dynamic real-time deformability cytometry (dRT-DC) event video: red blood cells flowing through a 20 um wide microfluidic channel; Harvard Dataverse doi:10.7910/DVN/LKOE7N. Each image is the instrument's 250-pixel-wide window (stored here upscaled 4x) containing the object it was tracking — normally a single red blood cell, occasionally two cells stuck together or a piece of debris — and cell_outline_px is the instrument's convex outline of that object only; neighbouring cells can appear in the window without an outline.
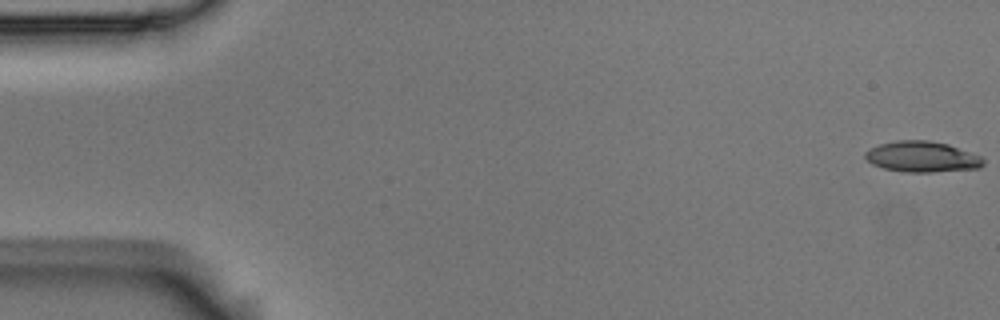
{"species": "Egyptian fruit bat (a non-hibernating species)", "species_latin": "Rousettus aegyptiacus", "temperature_condition": "room temperature", "stored_images_in_passage": 6, "camera_frame_rate_fps": 3000, "um_per_image_px": 0.085, "animal": {"sex": "male"}, "frame": {"image": 1, "passage_image": 1, "time_ms": 0.0, "image_size_px": [1000, 320], "cell_outline_px": [[984, 164], [980, 168], [932, 172], [904, 172], [884, 168], [872, 164], [864, 156], [864, 152], [880, 144], [896, 140], [928, 140], [948, 144], [980, 156], [984, 160]], "centroid_in_image_um": [78.37, 13.32], "position_along_channel_um": 6.6, "area_um2": 21.1}}